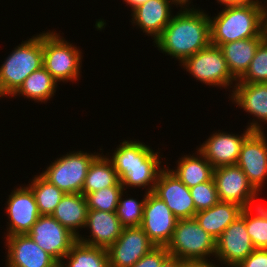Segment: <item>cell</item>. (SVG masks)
<instances>
[{"label":"cell","instance_id":"obj_23","mask_svg":"<svg viewBox=\"0 0 267 267\" xmlns=\"http://www.w3.org/2000/svg\"><path fill=\"white\" fill-rule=\"evenodd\" d=\"M265 37L242 39L219 46L231 75L239 80L248 70L257 48Z\"/></svg>","mask_w":267,"mask_h":267},{"label":"cell","instance_id":"obj_19","mask_svg":"<svg viewBox=\"0 0 267 267\" xmlns=\"http://www.w3.org/2000/svg\"><path fill=\"white\" fill-rule=\"evenodd\" d=\"M174 0H148L131 11V23L155 41L173 17Z\"/></svg>","mask_w":267,"mask_h":267},{"label":"cell","instance_id":"obj_17","mask_svg":"<svg viewBox=\"0 0 267 267\" xmlns=\"http://www.w3.org/2000/svg\"><path fill=\"white\" fill-rule=\"evenodd\" d=\"M236 108L253 115L252 121L246 126L252 131H263L261 124H267V83H242L237 80L233 92L229 95ZM259 122V123H258Z\"/></svg>","mask_w":267,"mask_h":267},{"label":"cell","instance_id":"obj_8","mask_svg":"<svg viewBox=\"0 0 267 267\" xmlns=\"http://www.w3.org/2000/svg\"><path fill=\"white\" fill-rule=\"evenodd\" d=\"M213 179L221 202H232L248 208L260 195L237 164L214 168Z\"/></svg>","mask_w":267,"mask_h":267},{"label":"cell","instance_id":"obj_4","mask_svg":"<svg viewBox=\"0 0 267 267\" xmlns=\"http://www.w3.org/2000/svg\"><path fill=\"white\" fill-rule=\"evenodd\" d=\"M60 34L43 31V67L56 81L74 83L81 77L82 51Z\"/></svg>","mask_w":267,"mask_h":267},{"label":"cell","instance_id":"obj_14","mask_svg":"<svg viewBox=\"0 0 267 267\" xmlns=\"http://www.w3.org/2000/svg\"><path fill=\"white\" fill-rule=\"evenodd\" d=\"M178 219L153 192L146 196L141 228L155 246H167Z\"/></svg>","mask_w":267,"mask_h":267},{"label":"cell","instance_id":"obj_1","mask_svg":"<svg viewBox=\"0 0 267 267\" xmlns=\"http://www.w3.org/2000/svg\"><path fill=\"white\" fill-rule=\"evenodd\" d=\"M192 7H181L162 34L153 41L159 51L165 56H172L180 64L211 44L209 15L200 8H194L193 4Z\"/></svg>","mask_w":267,"mask_h":267},{"label":"cell","instance_id":"obj_16","mask_svg":"<svg viewBox=\"0 0 267 267\" xmlns=\"http://www.w3.org/2000/svg\"><path fill=\"white\" fill-rule=\"evenodd\" d=\"M5 239L7 267H59V263L28 234L7 236Z\"/></svg>","mask_w":267,"mask_h":267},{"label":"cell","instance_id":"obj_18","mask_svg":"<svg viewBox=\"0 0 267 267\" xmlns=\"http://www.w3.org/2000/svg\"><path fill=\"white\" fill-rule=\"evenodd\" d=\"M251 132L252 130L247 127L240 135L218 130V132L216 131L209 136L197 149L214 168L235 165L239 159L241 146Z\"/></svg>","mask_w":267,"mask_h":267},{"label":"cell","instance_id":"obj_39","mask_svg":"<svg viewBox=\"0 0 267 267\" xmlns=\"http://www.w3.org/2000/svg\"><path fill=\"white\" fill-rule=\"evenodd\" d=\"M261 0H217L222 6H234V5H244L249 3H260Z\"/></svg>","mask_w":267,"mask_h":267},{"label":"cell","instance_id":"obj_3","mask_svg":"<svg viewBox=\"0 0 267 267\" xmlns=\"http://www.w3.org/2000/svg\"><path fill=\"white\" fill-rule=\"evenodd\" d=\"M3 62L0 66V91L4 97L13 98L24 80L43 67V31L22 41Z\"/></svg>","mask_w":267,"mask_h":267},{"label":"cell","instance_id":"obj_41","mask_svg":"<svg viewBox=\"0 0 267 267\" xmlns=\"http://www.w3.org/2000/svg\"><path fill=\"white\" fill-rule=\"evenodd\" d=\"M160 267H180V260L176 257L169 256Z\"/></svg>","mask_w":267,"mask_h":267},{"label":"cell","instance_id":"obj_31","mask_svg":"<svg viewBox=\"0 0 267 267\" xmlns=\"http://www.w3.org/2000/svg\"><path fill=\"white\" fill-rule=\"evenodd\" d=\"M127 191H123L119 197L116 214L123 227H139L143 220L144 205L148 193L144 192V197L139 201L137 199L123 198ZM123 196V197H122Z\"/></svg>","mask_w":267,"mask_h":267},{"label":"cell","instance_id":"obj_5","mask_svg":"<svg viewBox=\"0 0 267 267\" xmlns=\"http://www.w3.org/2000/svg\"><path fill=\"white\" fill-rule=\"evenodd\" d=\"M166 249L170 256L179 260L208 259L215 257L216 240L199 225L195 217L178 219Z\"/></svg>","mask_w":267,"mask_h":267},{"label":"cell","instance_id":"obj_26","mask_svg":"<svg viewBox=\"0 0 267 267\" xmlns=\"http://www.w3.org/2000/svg\"><path fill=\"white\" fill-rule=\"evenodd\" d=\"M134 140H121L113 154L107 157L116 170L119 180L125 175V167L143 166V161L154 152L149 145Z\"/></svg>","mask_w":267,"mask_h":267},{"label":"cell","instance_id":"obj_28","mask_svg":"<svg viewBox=\"0 0 267 267\" xmlns=\"http://www.w3.org/2000/svg\"><path fill=\"white\" fill-rule=\"evenodd\" d=\"M58 81L44 68L32 72L23 82L19 90L13 95L23 96L24 99L34 100L35 102L47 103L50 98L55 96ZM55 93V94H54Z\"/></svg>","mask_w":267,"mask_h":267},{"label":"cell","instance_id":"obj_6","mask_svg":"<svg viewBox=\"0 0 267 267\" xmlns=\"http://www.w3.org/2000/svg\"><path fill=\"white\" fill-rule=\"evenodd\" d=\"M98 152L69 151L57 157L40 175L65 194L82 193L87 171Z\"/></svg>","mask_w":267,"mask_h":267},{"label":"cell","instance_id":"obj_22","mask_svg":"<svg viewBox=\"0 0 267 267\" xmlns=\"http://www.w3.org/2000/svg\"><path fill=\"white\" fill-rule=\"evenodd\" d=\"M243 207L232 202H221L209 209L199 211L195 219L199 225L215 240L237 218L240 217Z\"/></svg>","mask_w":267,"mask_h":267},{"label":"cell","instance_id":"obj_36","mask_svg":"<svg viewBox=\"0 0 267 267\" xmlns=\"http://www.w3.org/2000/svg\"><path fill=\"white\" fill-rule=\"evenodd\" d=\"M169 256L166 246H155L132 267H160Z\"/></svg>","mask_w":267,"mask_h":267},{"label":"cell","instance_id":"obj_42","mask_svg":"<svg viewBox=\"0 0 267 267\" xmlns=\"http://www.w3.org/2000/svg\"><path fill=\"white\" fill-rule=\"evenodd\" d=\"M147 1L148 0H123V2H125L127 6L129 5V7H131L130 11H132L137 6L146 3Z\"/></svg>","mask_w":267,"mask_h":267},{"label":"cell","instance_id":"obj_24","mask_svg":"<svg viewBox=\"0 0 267 267\" xmlns=\"http://www.w3.org/2000/svg\"><path fill=\"white\" fill-rule=\"evenodd\" d=\"M160 152H153L143 166L125 167V175L120 179L124 190L143 188L146 193L153 192L160 172L166 167L162 166Z\"/></svg>","mask_w":267,"mask_h":267},{"label":"cell","instance_id":"obj_38","mask_svg":"<svg viewBox=\"0 0 267 267\" xmlns=\"http://www.w3.org/2000/svg\"><path fill=\"white\" fill-rule=\"evenodd\" d=\"M210 259H184L180 260V267H220L219 263L216 265L215 262Z\"/></svg>","mask_w":267,"mask_h":267},{"label":"cell","instance_id":"obj_7","mask_svg":"<svg viewBox=\"0 0 267 267\" xmlns=\"http://www.w3.org/2000/svg\"><path fill=\"white\" fill-rule=\"evenodd\" d=\"M180 65L197 81L210 87L215 86L225 90L232 88V91L230 90L232 94L237 80L231 75L223 53L218 46L210 44L186 58Z\"/></svg>","mask_w":267,"mask_h":267},{"label":"cell","instance_id":"obj_20","mask_svg":"<svg viewBox=\"0 0 267 267\" xmlns=\"http://www.w3.org/2000/svg\"><path fill=\"white\" fill-rule=\"evenodd\" d=\"M85 228L90 229V235H80L79 242L108 249L121 235L123 226L116 212L88 210Z\"/></svg>","mask_w":267,"mask_h":267},{"label":"cell","instance_id":"obj_37","mask_svg":"<svg viewBox=\"0 0 267 267\" xmlns=\"http://www.w3.org/2000/svg\"><path fill=\"white\" fill-rule=\"evenodd\" d=\"M236 267H267V249L255 248Z\"/></svg>","mask_w":267,"mask_h":267},{"label":"cell","instance_id":"obj_30","mask_svg":"<svg viewBox=\"0 0 267 267\" xmlns=\"http://www.w3.org/2000/svg\"><path fill=\"white\" fill-rule=\"evenodd\" d=\"M27 184L34 193L38 210L41 215H52L65 193L49 183L40 174L34 175Z\"/></svg>","mask_w":267,"mask_h":267},{"label":"cell","instance_id":"obj_11","mask_svg":"<svg viewBox=\"0 0 267 267\" xmlns=\"http://www.w3.org/2000/svg\"><path fill=\"white\" fill-rule=\"evenodd\" d=\"M237 165L254 189L262 192L263 184L267 181V137L264 131H252L245 138Z\"/></svg>","mask_w":267,"mask_h":267},{"label":"cell","instance_id":"obj_27","mask_svg":"<svg viewBox=\"0 0 267 267\" xmlns=\"http://www.w3.org/2000/svg\"><path fill=\"white\" fill-rule=\"evenodd\" d=\"M99 153L90 163L82 194L99 191L103 188L122 186L112 163L106 155Z\"/></svg>","mask_w":267,"mask_h":267},{"label":"cell","instance_id":"obj_15","mask_svg":"<svg viewBox=\"0 0 267 267\" xmlns=\"http://www.w3.org/2000/svg\"><path fill=\"white\" fill-rule=\"evenodd\" d=\"M166 167L160 172L153 193L164 201L177 219L195 217L197 212L189 188L169 170L168 165Z\"/></svg>","mask_w":267,"mask_h":267},{"label":"cell","instance_id":"obj_33","mask_svg":"<svg viewBox=\"0 0 267 267\" xmlns=\"http://www.w3.org/2000/svg\"><path fill=\"white\" fill-rule=\"evenodd\" d=\"M238 81L242 83H267V36L259 44L248 70Z\"/></svg>","mask_w":267,"mask_h":267},{"label":"cell","instance_id":"obj_25","mask_svg":"<svg viewBox=\"0 0 267 267\" xmlns=\"http://www.w3.org/2000/svg\"><path fill=\"white\" fill-rule=\"evenodd\" d=\"M196 150L197 153H193L192 156L190 153L182 155L181 158H178L175 169H169L188 188L213 178L214 167L198 149Z\"/></svg>","mask_w":267,"mask_h":267},{"label":"cell","instance_id":"obj_29","mask_svg":"<svg viewBox=\"0 0 267 267\" xmlns=\"http://www.w3.org/2000/svg\"><path fill=\"white\" fill-rule=\"evenodd\" d=\"M59 267H109L107 249L86 245L77 240Z\"/></svg>","mask_w":267,"mask_h":267},{"label":"cell","instance_id":"obj_40","mask_svg":"<svg viewBox=\"0 0 267 267\" xmlns=\"http://www.w3.org/2000/svg\"><path fill=\"white\" fill-rule=\"evenodd\" d=\"M256 204V205H255ZM253 203L252 206L253 210H255L260 216H262L263 218H265L267 220V206L264 205L265 203Z\"/></svg>","mask_w":267,"mask_h":267},{"label":"cell","instance_id":"obj_32","mask_svg":"<svg viewBox=\"0 0 267 267\" xmlns=\"http://www.w3.org/2000/svg\"><path fill=\"white\" fill-rule=\"evenodd\" d=\"M123 191L124 189L122 186H113L88 193L85 196L88 210L116 212L119 197Z\"/></svg>","mask_w":267,"mask_h":267},{"label":"cell","instance_id":"obj_9","mask_svg":"<svg viewBox=\"0 0 267 267\" xmlns=\"http://www.w3.org/2000/svg\"><path fill=\"white\" fill-rule=\"evenodd\" d=\"M255 249L245 225V208L241 215L232 222L216 239V259L226 267H236Z\"/></svg>","mask_w":267,"mask_h":267},{"label":"cell","instance_id":"obj_35","mask_svg":"<svg viewBox=\"0 0 267 267\" xmlns=\"http://www.w3.org/2000/svg\"><path fill=\"white\" fill-rule=\"evenodd\" d=\"M189 190L196 212L209 209L220 201L213 178L210 181L193 186Z\"/></svg>","mask_w":267,"mask_h":267},{"label":"cell","instance_id":"obj_44","mask_svg":"<svg viewBox=\"0 0 267 267\" xmlns=\"http://www.w3.org/2000/svg\"><path fill=\"white\" fill-rule=\"evenodd\" d=\"M178 5L179 7H184V8H187V7H191L189 6L191 3H192V0H174Z\"/></svg>","mask_w":267,"mask_h":267},{"label":"cell","instance_id":"obj_21","mask_svg":"<svg viewBox=\"0 0 267 267\" xmlns=\"http://www.w3.org/2000/svg\"><path fill=\"white\" fill-rule=\"evenodd\" d=\"M88 206L82 193L65 194L52 216L77 238L79 230L85 228Z\"/></svg>","mask_w":267,"mask_h":267},{"label":"cell","instance_id":"obj_43","mask_svg":"<svg viewBox=\"0 0 267 267\" xmlns=\"http://www.w3.org/2000/svg\"><path fill=\"white\" fill-rule=\"evenodd\" d=\"M264 1V4L262 3ZM262 12H263V19H264V26L267 31V0L260 1Z\"/></svg>","mask_w":267,"mask_h":267},{"label":"cell","instance_id":"obj_2","mask_svg":"<svg viewBox=\"0 0 267 267\" xmlns=\"http://www.w3.org/2000/svg\"><path fill=\"white\" fill-rule=\"evenodd\" d=\"M209 18L211 44L214 46L267 36L260 3L224 6L217 15Z\"/></svg>","mask_w":267,"mask_h":267},{"label":"cell","instance_id":"obj_10","mask_svg":"<svg viewBox=\"0 0 267 267\" xmlns=\"http://www.w3.org/2000/svg\"><path fill=\"white\" fill-rule=\"evenodd\" d=\"M27 234L59 264L77 241V237L52 215H40Z\"/></svg>","mask_w":267,"mask_h":267},{"label":"cell","instance_id":"obj_34","mask_svg":"<svg viewBox=\"0 0 267 267\" xmlns=\"http://www.w3.org/2000/svg\"><path fill=\"white\" fill-rule=\"evenodd\" d=\"M245 225L254 247L267 249V220L253 207L245 208Z\"/></svg>","mask_w":267,"mask_h":267},{"label":"cell","instance_id":"obj_13","mask_svg":"<svg viewBox=\"0 0 267 267\" xmlns=\"http://www.w3.org/2000/svg\"><path fill=\"white\" fill-rule=\"evenodd\" d=\"M155 245L139 227H123L121 235L107 249L109 267H132Z\"/></svg>","mask_w":267,"mask_h":267},{"label":"cell","instance_id":"obj_45","mask_svg":"<svg viewBox=\"0 0 267 267\" xmlns=\"http://www.w3.org/2000/svg\"><path fill=\"white\" fill-rule=\"evenodd\" d=\"M1 98H4V96H3V94H2L1 91H0V99H1Z\"/></svg>","mask_w":267,"mask_h":267},{"label":"cell","instance_id":"obj_12","mask_svg":"<svg viewBox=\"0 0 267 267\" xmlns=\"http://www.w3.org/2000/svg\"><path fill=\"white\" fill-rule=\"evenodd\" d=\"M8 197L5 211L9 222L5 237L27 234L41 215L34 193L28 185H20Z\"/></svg>","mask_w":267,"mask_h":267}]
</instances>
